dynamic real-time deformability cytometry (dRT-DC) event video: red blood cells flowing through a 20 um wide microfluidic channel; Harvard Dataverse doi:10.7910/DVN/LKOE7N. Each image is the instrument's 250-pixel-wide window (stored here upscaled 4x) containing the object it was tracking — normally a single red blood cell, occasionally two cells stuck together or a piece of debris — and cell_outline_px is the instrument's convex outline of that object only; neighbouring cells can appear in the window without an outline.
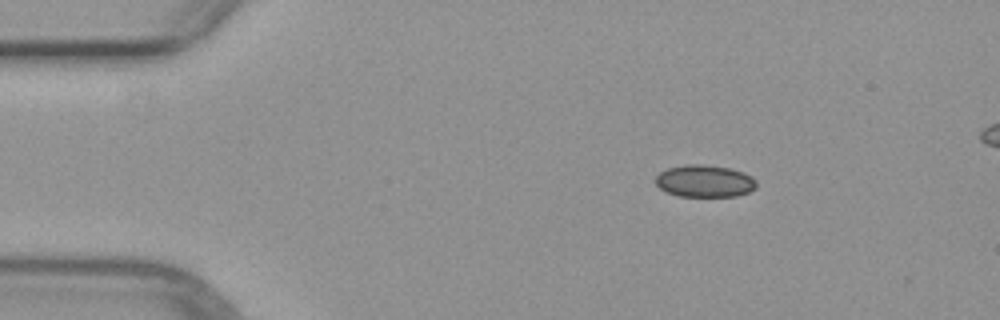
{"species": "common noctule bat (a hibernating species)", "species_latin": "Nyctalus noctula", "temperature_condition": "warm", "stored_images_in_passage": 3, "camera_frame_rate_fps": 3000, "um_per_image_px": 0.085, "animal": {"sex": "female", "body_mass_g": 29.2, "forearm_length_mm": 56.3}, "frame": {"image": 1, "passage_image": 1, "time_ms": 0.0, "image_size_px": [1000, 320], "cell_outline_px": [[756, 188], [748, 192], [736, 196], [676, 196], [664, 192], [656, 184], [656, 176], [660, 172], [668, 168], [684, 164], [704, 164], [728, 168], [744, 172], [752, 176], [756, 180]], "centroid_in_image_um": [59.88, 15.39], "position_along_channel_um": 25.1, "area_um2": 19.07}}